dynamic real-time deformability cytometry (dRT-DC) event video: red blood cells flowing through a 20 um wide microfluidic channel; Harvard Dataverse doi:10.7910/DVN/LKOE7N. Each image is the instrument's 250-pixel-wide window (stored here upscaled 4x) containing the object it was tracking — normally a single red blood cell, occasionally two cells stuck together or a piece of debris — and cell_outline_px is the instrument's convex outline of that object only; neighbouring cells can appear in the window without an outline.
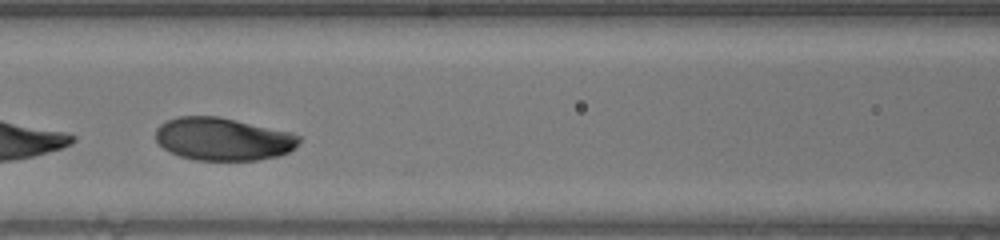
{"species": "human", "species_latin": "Homo sapiens", "temperature_condition": "warm", "stored_images_in_passage": 32, "segment_of_instrument_passage": [2, 2], "camera_frame_rate_fps": 3000, "um_per_image_px": 0.085, "donor": {"sex": "male"}, "frame": {"image": 1, "passage_image": 13, "time_ms": 4.0, "image_size_px": [1000, 240], "cell_outline_px": [[300, 140], [288, 152], [280, 156], [256, 160], [196, 160], [180, 156], [168, 152], [156, 140], [156, 128], [160, 124], [168, 120], [180, 116], [216, 116], [292, 132], [300, 136]], "centroid_in_image_um": [18.94, 11.82], "position_along_channel_um": 147.7, "area_um2": 35.66}}
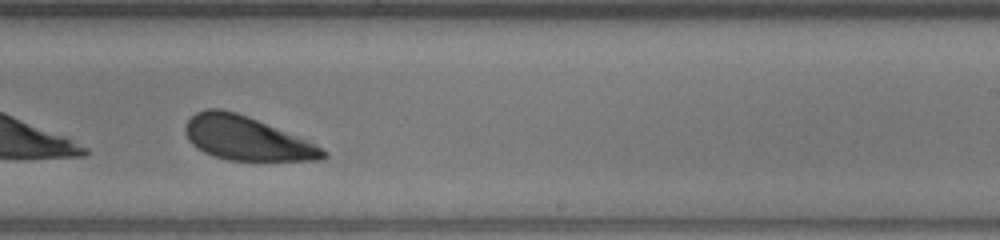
{"frame": {"image": 2, "passage_image": 22, "time_ms": 7.0, "image_size_px": [1000, 240], "cell_outline_px": [[328, 156], [324, 160], [228, 160], [212, 156], [196, 148], [188, 140], [184, 132], [184, 128], [188, 120], [196, 112], [204, 108], [220, 108], [236, 112], [248, 116], [316, 144], [328, 152]], "centroid_in_image_um": [20.93, 11.76], "position_along_channel_um": 268.1, "area_um2": 35.2}}
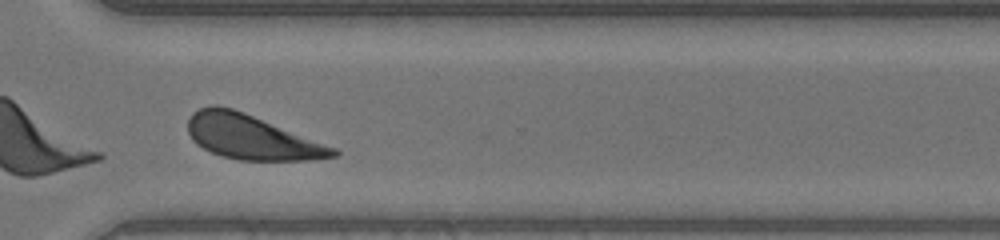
{"frame": {"image": 3, "passage_image": 28, "time_ms": 9.0, "image_size_px": [1000, 240], "cell_outline_px": [[340, 156], [312, 160], [240, 160], [220, 156], [196, 144], [192, 140], [188, 132], [188, 120], [192, 112], [200, 108], [212, 104], [216, 104], [232, 108], [244, 112], [336, 148], [340, 152]], "centroid_in_image_um": [21.36, 11.65], "position_along_channel_um": 349.2, "area_um2": 37.63}}